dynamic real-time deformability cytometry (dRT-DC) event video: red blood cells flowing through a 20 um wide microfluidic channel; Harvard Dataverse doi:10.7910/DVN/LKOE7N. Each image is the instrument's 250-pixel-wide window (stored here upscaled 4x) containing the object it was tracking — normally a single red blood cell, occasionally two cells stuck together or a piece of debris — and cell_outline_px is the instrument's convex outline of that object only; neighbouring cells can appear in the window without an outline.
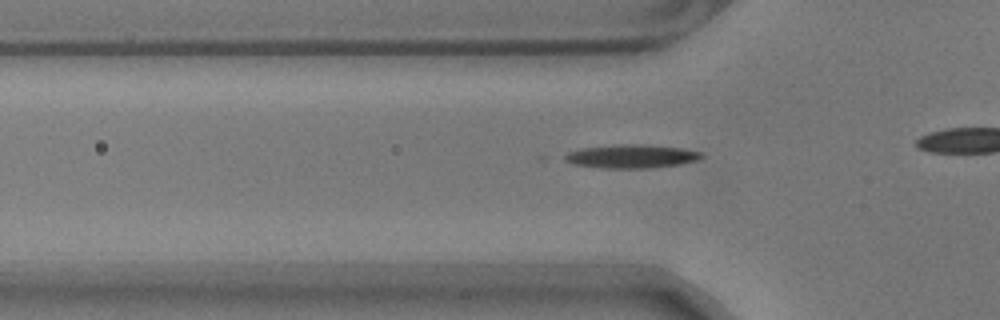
{"species": "common noctule bat (a hibernating species)", "species_latin": "Nyctalus noctula", "temperature_condition": "warm", "stored_images_in_passage": 40, "camera_frame_rate_fps": 3000, "um_per_image_px": 0.085, "animal": {"sex": "male", "body_mass_g": 17.9}, "frame": {"image": 1, "passage_image": 13, "time_ms": 4.0, "image_size_px": [1000, 320], "cell_outline_px": [[704, 156], [696, 160], [680, 164], [648, 168], [608, 168], [572, 164], [564, 160], [560, 156], [568, 152], [580, 148], [620, 144], [644, 144], [680, 148], [704, 152]], "centroid_in_image_um": [53.64, 13.28], "position_along_channel_um": 72.2, "area_um2": 18.84}}
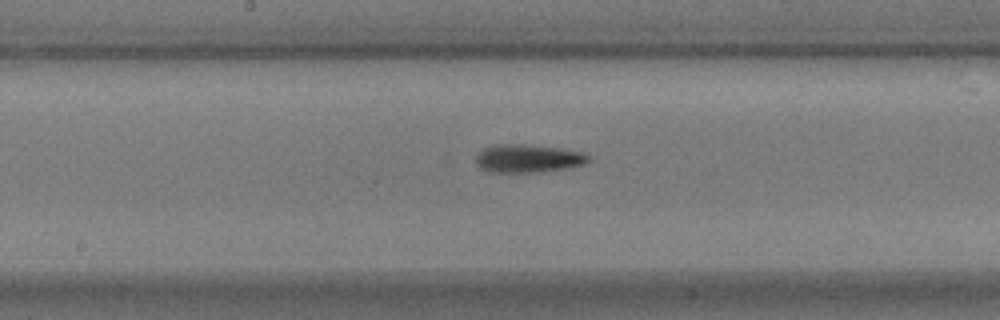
{"frame": {"image": 2, "passage_image": 24, "time_ms": 7.667, "image_size_px": [1000, 320], "cell_outline_px": [[588, 160], [584, 164], [568, 168], [540, 172], [488, 172], [480, 168], [476, 164], [476, 156], [484, 148], [496, 144], [524, 144], [560, 148], [580, 152], [588, 156]], "centroid_in_image_um": [44.84, 13.47], "position_along_channel_um": 203.4, "area_um2": 18.38}}
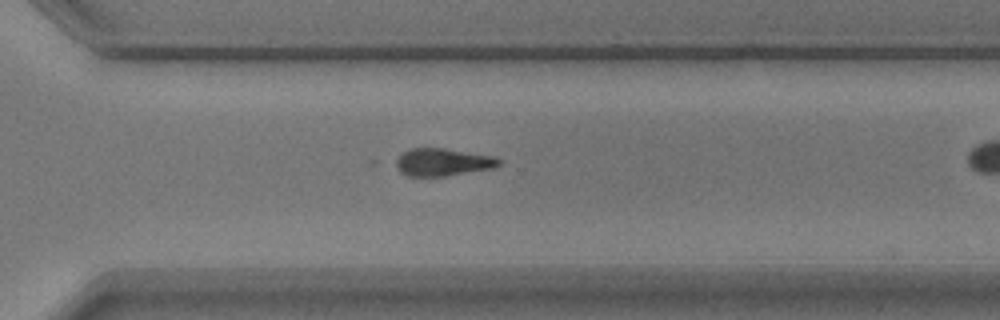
{"frame": {"image": 3, "passage_image": 35, "time_ms": 11.333, "image_size_px": [1000, 320], "cell_outline_px": [[504, 160], [496, 168], [444, 176], [408, 176], [400, 172], [388, 164], [392, 160], [404, 152], [412, 148], [444, 148], [496, 156]], "centroid_in_image_um": [37.59, 13.78], "position_along_channel_um": 333.0, "area_um2": 17.17}}